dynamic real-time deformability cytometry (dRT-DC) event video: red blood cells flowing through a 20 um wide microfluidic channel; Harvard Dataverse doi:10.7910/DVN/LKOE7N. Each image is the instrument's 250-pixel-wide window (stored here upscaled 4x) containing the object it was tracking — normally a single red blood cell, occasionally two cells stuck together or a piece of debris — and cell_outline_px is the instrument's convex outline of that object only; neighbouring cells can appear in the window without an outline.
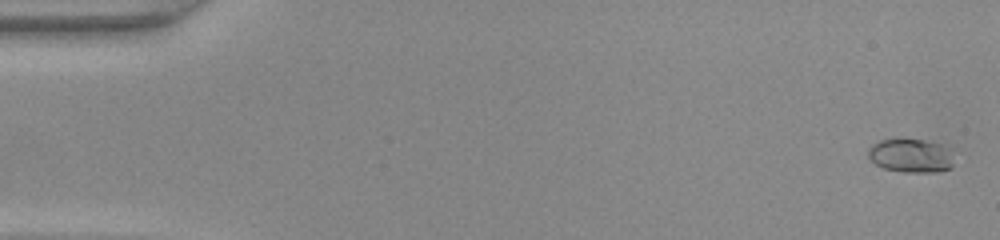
{"species": "common noctule bat (a hibernating species)", "species_latin": "Nyctalus noctula", "temperature_condition": "warm", "stored_images_in_passage": 49, "camera_frame_rate_fps": 3000, "um_per_image_px": 0.085, "animal": {"sex": "female", "body_mass_g": 22.0, "forearm_length_mm": 56.7}, "frame": {"image": 1, "passage_image": 2, "time_ms": 0.333, "image_size_px": [1000, 240], "cell_outline_px": [[952, 168], [932, 172], [904, 172], [884, 168], [876, 164], [868, 156], [868, 148], [872, 144], [880, 140], [900, 136], [924, 140], [940, 144], [952, 148]], "centroid_in_image_um": [77.42, 13.18], "position_along_channel_um": 7.6, "area_um2": 17.4}}
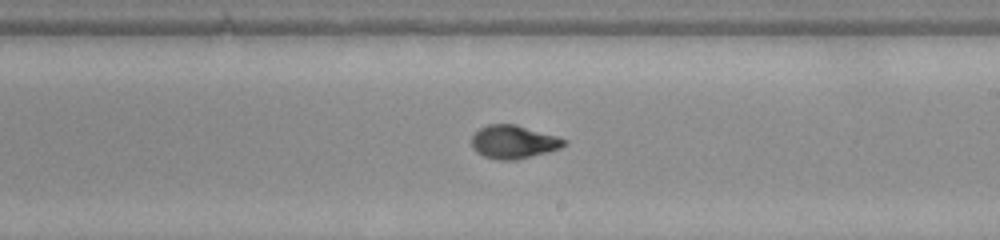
{"frame": {"image": 2, "passage_image": 29, "time_ms": 9.333, "image_size_px": [1000, 240], "cell_outline_px": [[568, 144], [560, 148], [548, 152], [516, 160], [500, 160], [484, 156], [476, 152], [472, 148], [472, 136], [480, 128], [488, 124], [516, 124], [560, 136], [568, 140]], "centroid_in_image_um": [43.7, 12.06], "position_along_channel_um": 245.3, "area_um2": 18.21}}
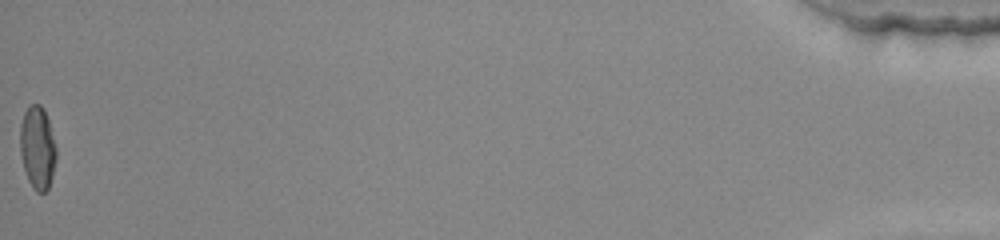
{"frame": {"image": 3, "passage_image": 49, "time_ms": 16.0, "image_size_px": [1000, 240], "cell_outline_px": [[56, 160], [52, 176], [48, 188], [44, 192], [36, 192], [32, 188], [28, 180], [24, 168], [20, 152], [20, 124], [24, 112], [28, 104], [40, 104], [44, 108], [48, 120], [56, 148]], "centroid_in_image_um": [3.17, 12.54], "position_along_channel_um": 432.0, "area_um2": 17.51}}